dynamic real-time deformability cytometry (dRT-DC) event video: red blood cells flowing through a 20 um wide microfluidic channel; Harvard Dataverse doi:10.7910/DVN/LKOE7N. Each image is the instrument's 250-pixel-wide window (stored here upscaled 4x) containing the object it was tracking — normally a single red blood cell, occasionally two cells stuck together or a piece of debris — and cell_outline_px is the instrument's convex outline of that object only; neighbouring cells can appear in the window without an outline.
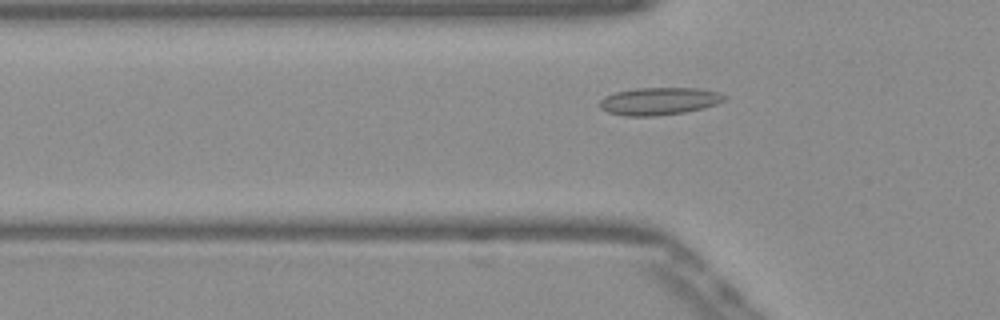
{"species": "Egyptian fruit bat (a non-hibernating species)", "species_latin": "Rousettus aegyptiacus", "temperature_condition": "warm", "stored_images_in_passage": 38, "camera_frame_rate_fps": 3000, "um_per_image_px": 0.085, "frame": {"image": 1, "passage_image": 8, "time_ms": 2.333, "image_size_px": [1000, 320], "cell_outline_px": [[728, 96], [724, 100], [716, 104], [704, 108], [684, 112], [656, 116], [624, 116], [608, 112], [600, 108], [600, 100], [604, 96], [616, 92], [636, 88], [700, 88], [720, 92]], "centroid_in_image_um": [56.04, 8.59], "position_along_channel_um": 69.8, "area_um2": 20.11}}
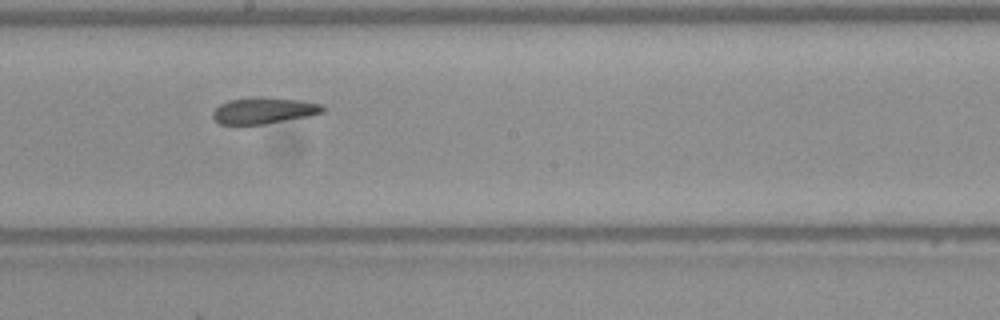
{"frame": {"image": 2, "passage_image": 20, "time_ms": 6.333, "image_size_px": [1000, 320], "cell_outline_px": [[324, 112], [308, 116], [264, 124], [220, 124], [212, 116], [212, 112], [220, 104], [232, 100], [260, 96], [304, 100], [324, 104]], "centroid_in_image_um": [22.47, 9.38], "position_along_channel_um": 225.7, "area_um2": 16.88}}
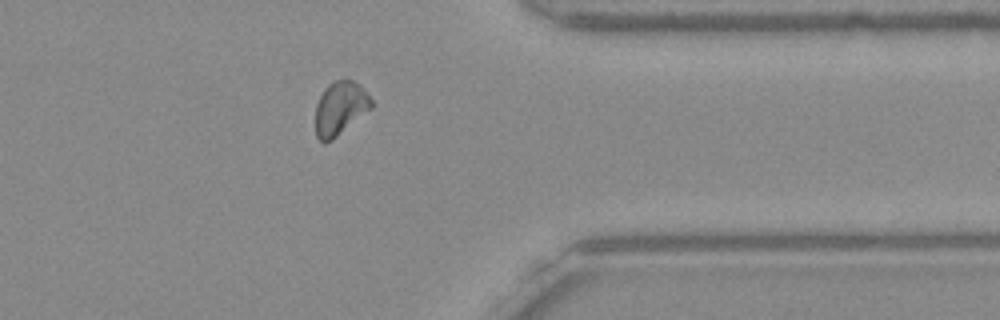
{"frame": {"image": 3, "passage_image": 33, "time_ms": 10.667, "image_size_px": [1000, 320], "cell_outline_px": [[372, 108], [332, 140], [324, 144], [316, 136], [316, 104], [324, 88], [332, 80], [352, 80], [360, 84], [364, 88], [372, 100]], "centroid_in_image_um": [28.91, 9.19], "position_along_channel_um": 382.5, "area_um2": 17.51}}